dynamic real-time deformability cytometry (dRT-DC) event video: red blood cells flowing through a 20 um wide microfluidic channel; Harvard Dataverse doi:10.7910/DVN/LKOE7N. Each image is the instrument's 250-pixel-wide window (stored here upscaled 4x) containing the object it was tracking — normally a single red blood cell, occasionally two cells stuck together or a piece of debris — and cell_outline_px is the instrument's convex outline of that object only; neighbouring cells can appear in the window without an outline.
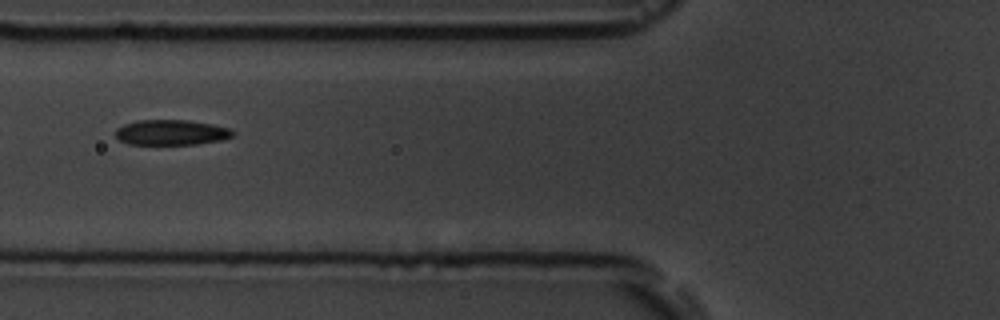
{"species": "common noctule bat (a hibernating species)", "species_latin": "Nyctalus noctula", "temperature_condition": "room temperature", "stored_images_in_passage": 9, "camera_frame_rate_fps": 3000, "um_per_image_px": 0.085, "animal": {"sex": "male", "body_mass_g": 19.5, "forearm_length_mm": 54.6}, "frame": {"image": 1, "passage_image": 6, "time_ms": 6.667, "image_size_px": [1000, 320], "cell_outline_px": [[236, 132], [232, 136], [220, 140], [196, 144], [128, 144], [120, 140], [116, 136], [116, 128], [124, 124], [136, 120], [188, 120], [212, 124], [228, 128]], "centroid_in_image_um": [14.54, 11.25], "position_along_channel_um": 111.3, "area_um2": 17.22}}
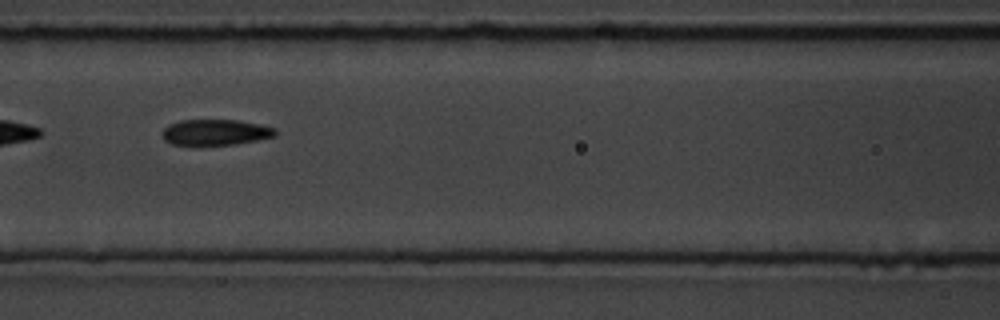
{"frame": {"image": 2, "passage_image": 7, "time_ms": 7.667, "image_size_px": [1000, 320], "cell_outline_px": [[276, 136], [236, 144], [172, 144], [164, 140], [160, 136], [160, 132], [168, 124], [180, 120], [236, 120], [260, 124], [276, 128]], "centroid_in_image_um": [18.28, 11.23], "position_along_channel_um": 148.3, "area_um2": 16.99}}
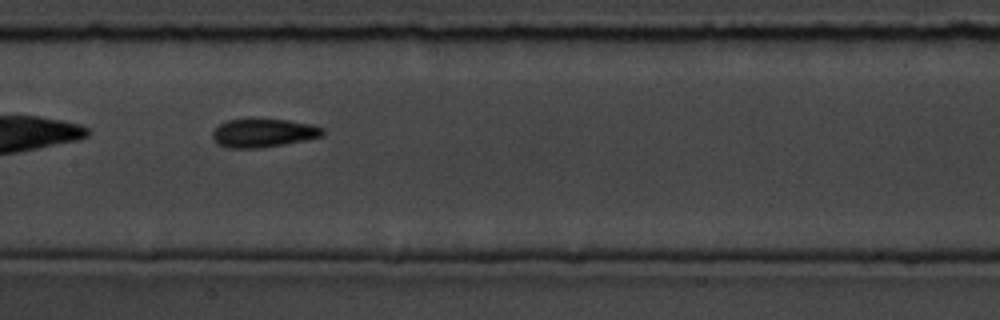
{"frame": {"image": 3, "passage_image": 8, "time_ms": 8.667, "image_size_px": [1000, 320], "cell_outline_px": [[324, 136], [284, 144], [260, 148], [228, 148], [220, 144], [212, 136], [212, 132], [220, 124], [228, 120], [248, 116], [256, 116], [288, 120], [312, 124], [324, 128]], "centroid_in_image_um": [22.4, 11.25], "position_along_channel_um": 185.0, "area_um2": 18.96}}